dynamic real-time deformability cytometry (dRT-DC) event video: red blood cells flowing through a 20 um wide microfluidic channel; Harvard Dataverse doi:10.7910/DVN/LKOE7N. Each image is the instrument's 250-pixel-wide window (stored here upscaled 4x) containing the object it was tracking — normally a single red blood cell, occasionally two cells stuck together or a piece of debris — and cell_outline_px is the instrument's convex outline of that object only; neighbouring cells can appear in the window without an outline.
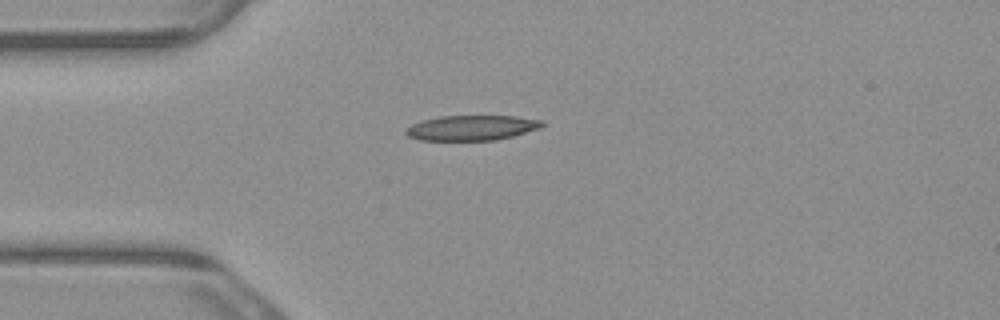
{"species": "common noctule bat (a hibernating species)", "species_latin": "Nyctalus noctula", "temperature_condition": "warm", "stored_images_in_passage": 4, "camera_frame_rate_fps": 3000, "um_per_image_px": 0.085, "animal": {"sex": "male", "body_mass_g": 23.1, "forearm_length_mm": 52.7}, "frame": {"image": 1, "passage_image": 1, "time_ms": 0.0, "image_size_px": [1000, 320], "cell_outline_px": [[544, 124], [540, 128], [512, 136], [496, 140], [420, 140], [408, 136], [404, 132], [412, 124], [420, 120], [440, 116], [516, 116], [544, 120]], "centroid_in_image_um": [40.1, 10.86], "position_along_channel_um": 44.9, "area_um2": 19.94}}
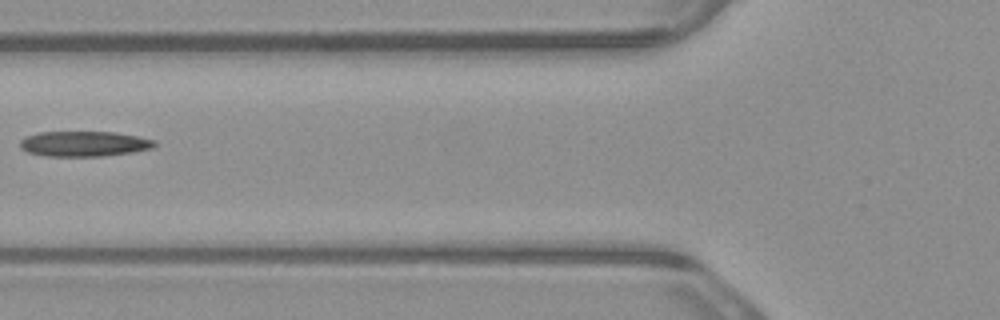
{"frame": {"image": 2, "passage_image": 3, "time_ms": 0.667, "image_size_px": [1000, 320], "cell_outline_px": [[156, 144], [152, 148], [132, 152], [104, 156], [48, 156], [28, 152], [20, 148], [20, 140], [24, 136], [40, 132], [116, 132], [156, 140]], "centroid_in_image_um": [7.13, 12.22], "position_along_channel_um": 118.7, "area_um2": 19.83}}
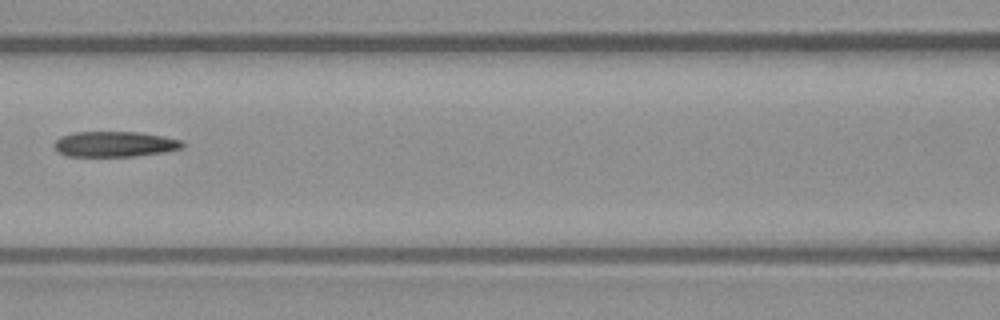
{"frame": {"image": 3, "passage_image": 4, "time_ms": 1.0, "image_size_px": [1000, 320], "cell_outline_px": [[184, 148], [164, 152], [136, 156], [64, 156], [52, 144], [60, 136], [72, 132], [140, 132], [164, 136], [184, 140]], "centroid_in_image_um": [9.78, 12.24], "position_along_channel_um": 156.8, "area_um2": 19.25}}